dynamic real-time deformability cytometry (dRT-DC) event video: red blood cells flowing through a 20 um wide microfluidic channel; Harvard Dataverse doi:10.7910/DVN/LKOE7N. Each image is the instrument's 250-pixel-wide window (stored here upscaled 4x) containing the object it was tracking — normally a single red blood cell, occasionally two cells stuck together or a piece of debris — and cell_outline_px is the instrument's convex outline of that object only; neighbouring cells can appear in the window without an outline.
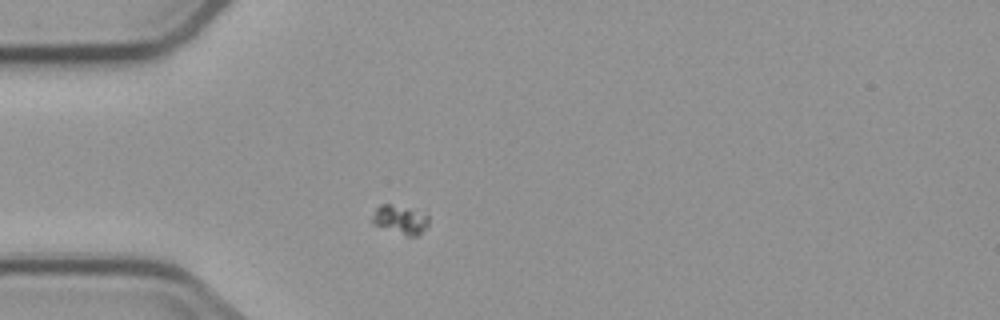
{"species": "common noctule bat (a hibernating species)", "species_latin": "Nyctalus noctula", "temperature_condition": "cold", "stored_images_in_passage": 2, "camera_frame_rate_fps": 3000, "um_per_image_px": 0.085, "animal": {"sex": "male", "body_mass_g": 23.1, "forearm_length_mm": 52.7}, "frame": {"image": 1, "passage_image": 2, "time_ms": 1.0, "image_size_px": [1000, 320], "cell_outline_px": [[428, 224], [420, 236], [404, 236], [372, 224], [368, 220], [376, 208], [384, 204], [388, 204], [424, 208], [428, 212]], "centroid_in_image_um": [34.07, 18.64], "position_along_channel_um": 50.9, "area_um2": 10.35}}